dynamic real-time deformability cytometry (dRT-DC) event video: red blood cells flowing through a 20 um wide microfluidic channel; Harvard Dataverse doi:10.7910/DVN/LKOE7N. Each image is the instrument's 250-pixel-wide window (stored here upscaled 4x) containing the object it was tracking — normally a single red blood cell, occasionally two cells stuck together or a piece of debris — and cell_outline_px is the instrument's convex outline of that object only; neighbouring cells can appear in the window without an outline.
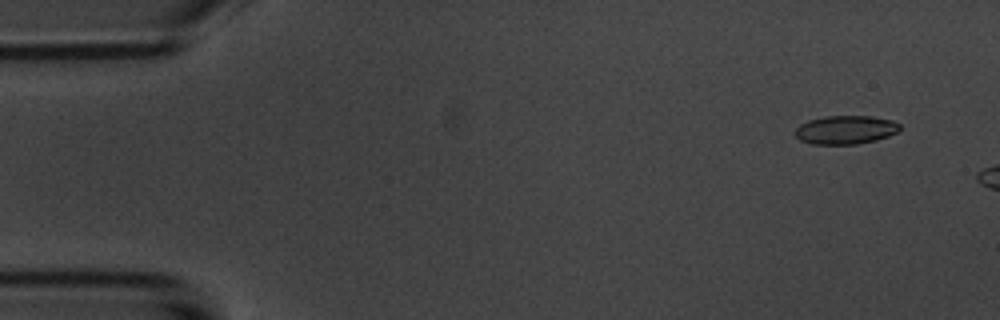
{"species": "common noctule bat (a hibernating species)", "species_latin": "Nyctalus noctula", "temperature_condition": "room temperature", "stored_images_in_passage": 4, "camera_frame_rate_fps": 3000, "um_per_image_px": 0.085, "animal": {"sex": "male", "body_mass_g": 20.1, "forearm_length_mm": 53.5}, "frame": {"image": 1, "passage_image": 2, "time_ms": 1.0, "image_size_px": [1000, 320], "cell_outline_px": [[900, 128], [896, 132], [888, 136], [876, 140], [856, 144], [812, 144], [800, 140], [792, 132], [800, 124], [808, 120], [824, 116], [872, 116], [892, 120], [900, 124]], "centroid_in_image_um": [71.84, 11.03], "position_along_channel_um": 13.2, "area_um2": 17.51}}